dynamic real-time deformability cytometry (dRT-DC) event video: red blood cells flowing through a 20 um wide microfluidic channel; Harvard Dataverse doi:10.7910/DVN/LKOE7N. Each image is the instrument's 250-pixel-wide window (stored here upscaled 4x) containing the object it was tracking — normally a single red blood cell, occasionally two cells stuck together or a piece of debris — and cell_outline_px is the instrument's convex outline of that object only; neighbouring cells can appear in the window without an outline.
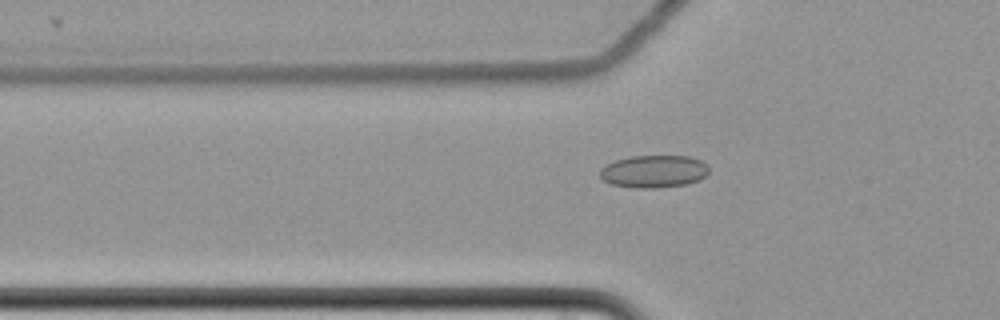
{"species": "common noctule bat (a hibernating species)", "species_latin": "Nyctalus noctula", "temperature_condition": "cold", "stored_images_in_passage": 50, "camera_frame_rate_fps": 3000, "um_per_image_px": 0.085, "animal": {"sex": "female", "body_mass_g": 22.7, "forearm_length_mm": 54.2}, "frame": {"image": 1, "passage_image": 11, "time_ms": 3.333, "image_size_px": [1000, 320], "cell_outline_px": [[708, 172], [700, 180], [688, 184], [656, 188], [636, 188], [612, 184], [604, 180], [600, 176], [600, 168], [616, 160], [632, 156], [688, 156], [700, 160], [708, 164]], "centroid_in_image_um": [55.6, 14.57], "position_along_channel_um": 70.2, "area_um2": 20.63}}
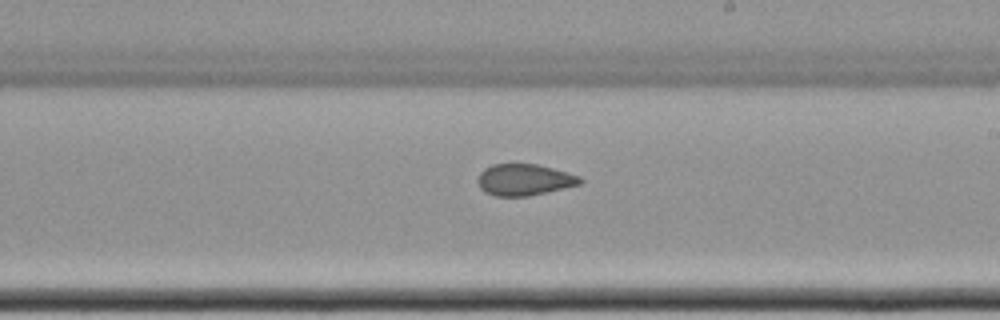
{"frame": {"image": 2, "passage_image": 26, "time_ms": 8.333, "image_size_px": [1000, 320], "cell_outline_px": [[584, 180], [580, 184], [528, 196], [496, 196], [484, 192], [480, 188], [476, 180], [480, 172], [484, 168], [492, 164], [536, 164], [552, 168], [580, 176]], "centroid_in_image_um": [44.52, 15.27], "position_along_channel_um": 244.5, "area_um2": 18.73}}
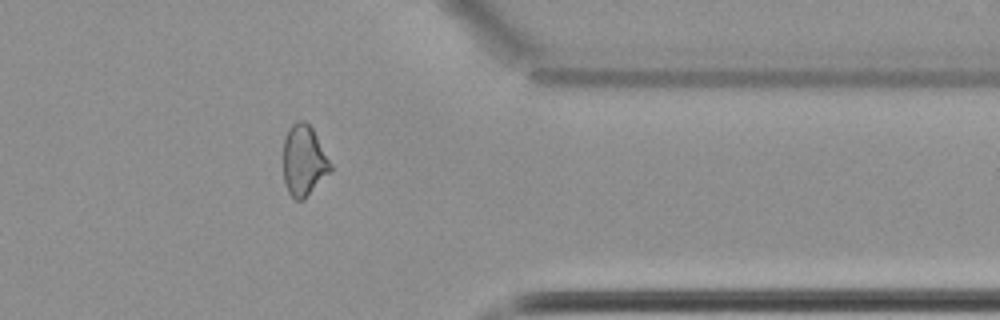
{"frame": {"image": 3, "passage_image": 39, "time_ms": 12.667, "image_size_px": [1000, 320], "cell_outline_px": [[332, 172], [304, 200], [296, 200], [288, 192], [284, 180], [284, 140], [288, 128], [296, 120], [304, 120], [312, 128], [332, 164]], "centroid_in_image_um": [25.85, 13.67], "position_along_channel_um": 385.6, "area_um2": 19.65}, "authors_computed_cell_mechanics": {"area_um2": 19.7965, "velocity_mm_per_s": 3.5039, "shape_relaxation_time_tau1_ms": null, "shape_relaxation_time_tau2_ms": 2.9996, "deformation_change_tau1": null, "deformation_change_tau2": 0.0822}}